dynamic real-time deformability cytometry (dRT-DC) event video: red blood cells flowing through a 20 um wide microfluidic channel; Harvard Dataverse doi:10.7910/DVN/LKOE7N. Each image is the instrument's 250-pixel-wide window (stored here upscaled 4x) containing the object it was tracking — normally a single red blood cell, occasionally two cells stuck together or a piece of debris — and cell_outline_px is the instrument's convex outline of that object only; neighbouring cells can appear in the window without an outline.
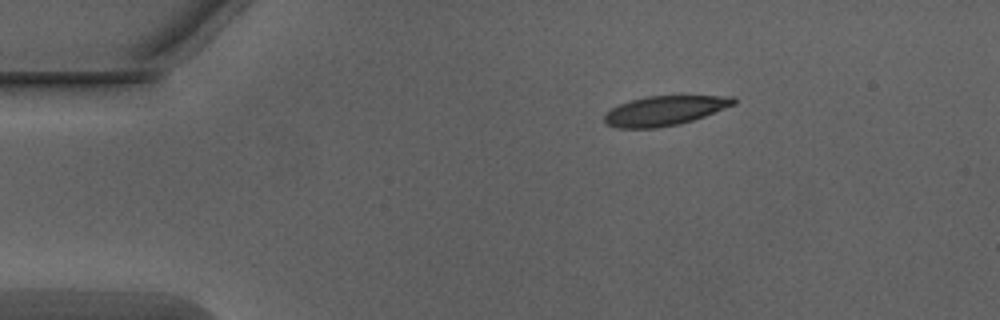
{"species": "Egyptian fruit bat (a non-hibernating species)", "species_latin": "Rousettus aegyptiacus", "temperature_condition": "warm", "stored_images_in_passage": 8, "camera_frame_rate_fps": 3000, "um_per_image_px": 0.085, "animal": {"sex": "male"}, "frame": {"image": 1, "passage_image": 1, "time_ms": 0.0, "image_size_px": [1000, 320], "cell_outline_px": [[736, 104], [704, 116], [680, 124], [656, 128], [616, 128], [604, 124], [604, 116], [612, 108], [620, 104], [632, 100], [648, 96], [732, 96], [736, 100]], "centroid_in_image_um": [56.48, 9.42], "position_along_channel_um": 28.5, "area_um2": 22.14}}